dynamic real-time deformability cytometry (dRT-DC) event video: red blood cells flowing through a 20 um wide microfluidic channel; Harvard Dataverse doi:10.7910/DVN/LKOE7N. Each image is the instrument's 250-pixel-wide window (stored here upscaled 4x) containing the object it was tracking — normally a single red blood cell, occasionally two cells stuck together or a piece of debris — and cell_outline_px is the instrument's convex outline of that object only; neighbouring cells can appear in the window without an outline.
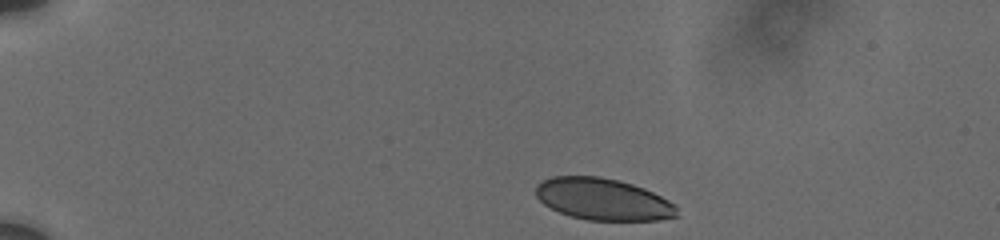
{"species": "human", "species_latin": "Homo sapiens", "temperature_condition": "cold", "stored_images_in_passage": 13, "camera_frame_rate_fps": 3000, "um_per_image_px": 0.085, "donor": {"sex": "male"}, "frame": {"image": 1, "passage_image": 1, "time_ms": 0.0, "image_size_px": [1000, 240], "cell_outline_px": [[680, 216], [656, 220], [588, 220], [572, 216], [560, 212], [544, 204], [536, 196], [536, 184], [540, 180], [552, 176], [600, 176], [620, 180], [644, 188], [668, 200], [676, 208]], "centroid_in_image_um": [51.23, 16.92], "position_along_channel_um": 33.8, "area_um2": 34.33}}
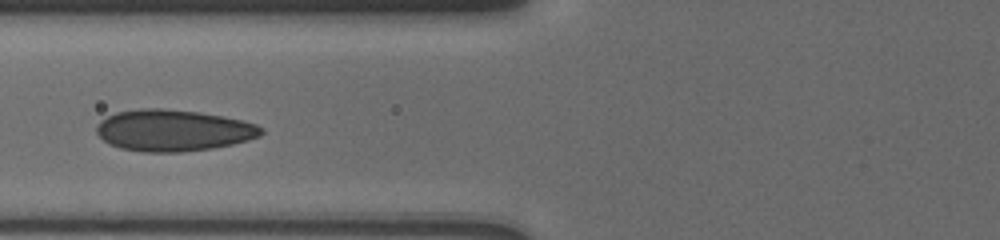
{"frame": {"image": 2, "passage_image": 10, "time_ms": 4.333, "image_size_px": [1000, 240], "cell_outline_px": [[264, 132], [260, 136], [248, 140], [232, 144], [212, 148], [180, 152], [144, 152], [120, 148], [108, 144], [96, 132], [96, 128], [100, 120], [116, 112], [144, 108], [160, 108], [200, 112], [224, 116], [256, 124], [264, 128]], "centroid_in_image_um": [14.73, 11.08], "position_along_channel_um": 111.1, "area_um2": 39.88}}
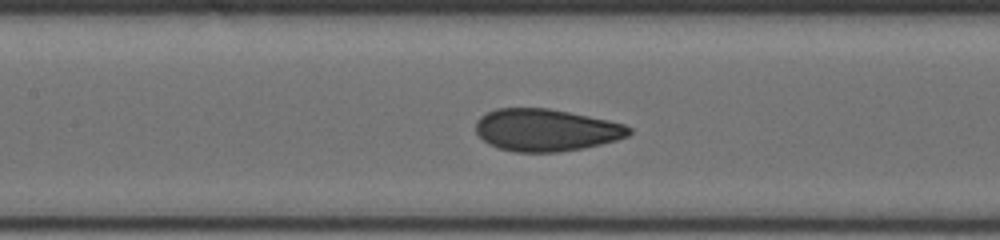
{"frame": {"image": 3, "passage_image": 13, "time_ms": 5.667, "image_size_px": [1000, 240], "cell_outline_px": [[632, 132], [628, 136], [616, 140], [584, 148], [556, 152], [516, 152], [500, 148], [488, 144], [476, 132], [476, 120], [480, 116], [496, 108], [548, 108], [608, 120], [624, 124], [632, 128]], "centroid_in_image_um": [46.41, 11.05], "position_along_channel_um": 161.0, "area_um2": 37.63}}